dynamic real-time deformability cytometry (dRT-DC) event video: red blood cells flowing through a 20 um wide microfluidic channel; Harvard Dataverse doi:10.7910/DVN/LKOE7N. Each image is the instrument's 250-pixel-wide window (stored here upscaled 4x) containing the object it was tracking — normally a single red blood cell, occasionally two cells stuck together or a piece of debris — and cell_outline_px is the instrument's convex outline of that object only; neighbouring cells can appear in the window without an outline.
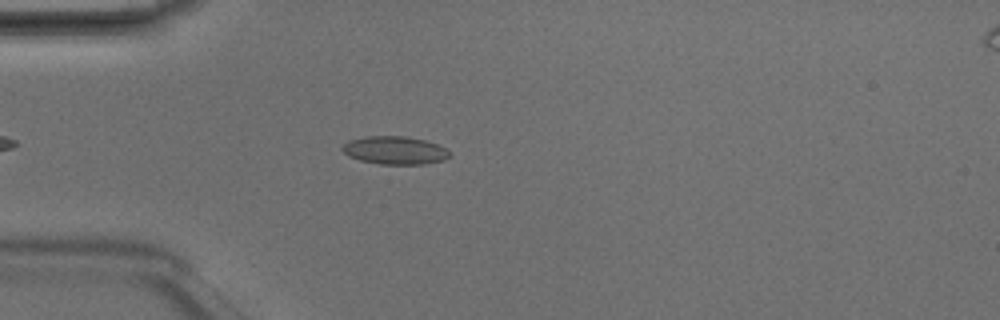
{"species": "Egyptian fruit bat (a non-hibernating species)", "species_latin": "Rousettus aegyptiacus", "temperature_condition": "room temperature", "stored_images_in_passage": 4, "camera_frame_rate_fps": 3000, "um_per_image_px": 0.085, "animal": {"sex": "male"}, "frame": {"image": 1, "passage_image": 4, "time_ms": 1.0, "image_size_px": [1000, 320], "cell_outline_px": [[452, 156], [444, 160], [424, 164], [380, 164], [360, 160], [348, 156], [340, 148], [348, 140], [364, 136], [404, 136], [424, 140], [448, 148]], "centroid_in_image_um": [33.57, 12.77], "position_along_channel_um": 51.4, "area_um2": 17.69}}